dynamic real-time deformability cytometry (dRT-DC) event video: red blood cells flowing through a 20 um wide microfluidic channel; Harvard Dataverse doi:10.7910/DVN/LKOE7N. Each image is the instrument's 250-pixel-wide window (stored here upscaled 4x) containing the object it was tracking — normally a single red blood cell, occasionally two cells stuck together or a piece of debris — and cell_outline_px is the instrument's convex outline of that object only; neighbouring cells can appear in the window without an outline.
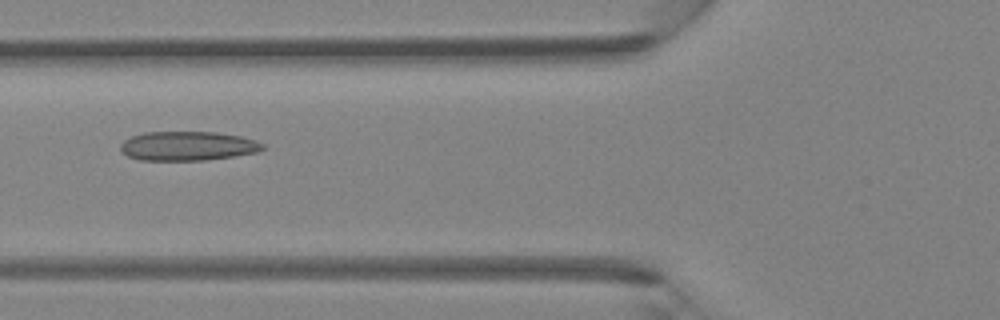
{"species": "Egyptian fruit bat (a non-hibernating species)", "species_latin": "Rousettus aegyptiacus", "temperature_condition": "room temperature", "stored_images_in_passage": 42, "camera_frame_rate_fps": 3000, "um_per_image_px": 0.085, "animal": {"sex": "female"}, "frame": {"image": 1, "passage_image": 14, "time_ms": 4.333, "image_size_px": [1000, 320], "cell_outline_px": [[264, 148], [256, 152], [232, 156], [204, 160], [140, 160], [128, 156], [120, 148], [120, 144], [124, 140], [132, 136], [144, 132], [216, 132], [240, 136], [256, 140], [264, 144]], "centroid_in_image_um": [15.95, 12.4], "position_along_channel_um": 109.9, "area_um2": 24.04}}
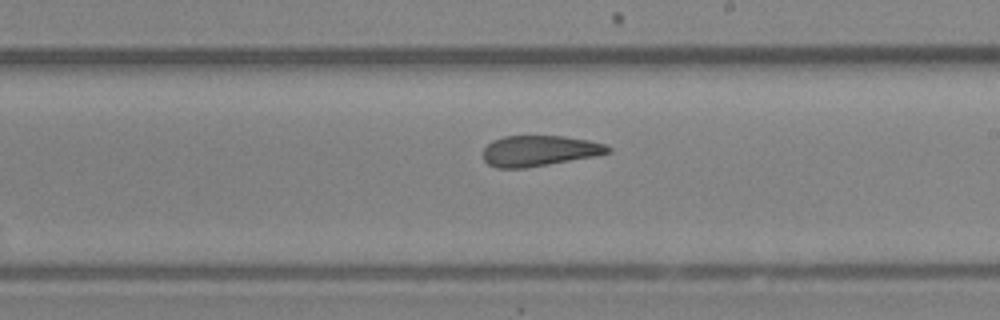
{"frame": {"image": 2, "passage_image": 23, "time_ms": 7.333, "image_size_px": [1000, 320], "cell_outline_px": [[612, 152], [596, 156], [524, 168], [496, 168], [488, 164], [484, 160], [484, 148], [492, 140], [504, 136], [564, 136], [588, 140], [604, 144], [612, 148]], "centroid_in_image_um": [45.85, 12.81], "position_along_channel_um": 243.1, "area_um2": 22.31}}
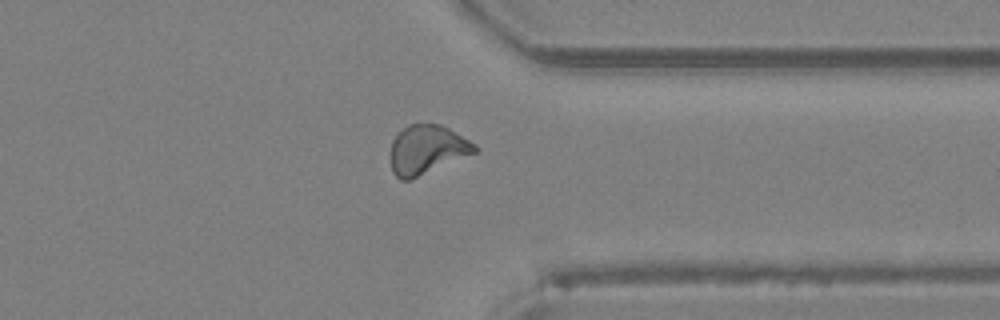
{"frame": {"image": 3, "passage_image": 32, "time_ms": 10.333, "image_size_px": [1000, 320], "cell_outline_px": [[480, 148], [476, 152], [412, 180], [400, 180], [392, 172], [392, 140], [408, 124], [440, 124], [448, 128], [476, 144]], "centroid_in_image_um": [36.31, 12.74], "position_along_channel_um": 375.1, "area_um2": 23.93}}